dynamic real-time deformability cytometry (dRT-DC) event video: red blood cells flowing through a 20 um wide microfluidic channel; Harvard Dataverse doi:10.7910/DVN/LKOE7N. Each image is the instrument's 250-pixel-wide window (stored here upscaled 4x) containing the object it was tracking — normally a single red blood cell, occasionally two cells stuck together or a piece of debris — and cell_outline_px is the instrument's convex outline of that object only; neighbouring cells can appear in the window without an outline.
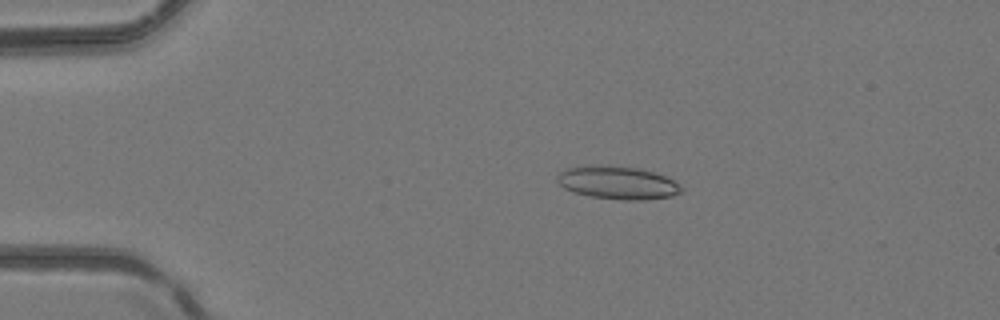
{"species": "common noctule bat (a hibernating species)", "species_latin": "Nyctalus noctula", "temperature_condition": "room temperature", "stored_images_in_passage": 46, "camera_frame_rate_fps": 3000, "um_per_image_px": 0.085, "animal": {"sex": "female", "body_mass_g": 24.6, "forearm_length_mm": 56.2}, "frame": {"image": 1, "passage_image": 9, "time_ms": 2.667, "image_size_px": [1000, 320], "cell_outline_px": [[684, 188], [680, 192], [672, 196], [644, 200], [624, 200], [588, 196], [564, 188], [556, 180], [556, 176], [564, 168], [588, 164], [608, 164], [640, 168], [664, 176], [680, 184]], "centroid_in_image_um": [52.46, 15.5], "position_along_channel_um": 32.5, "area_um2": 24.28}}
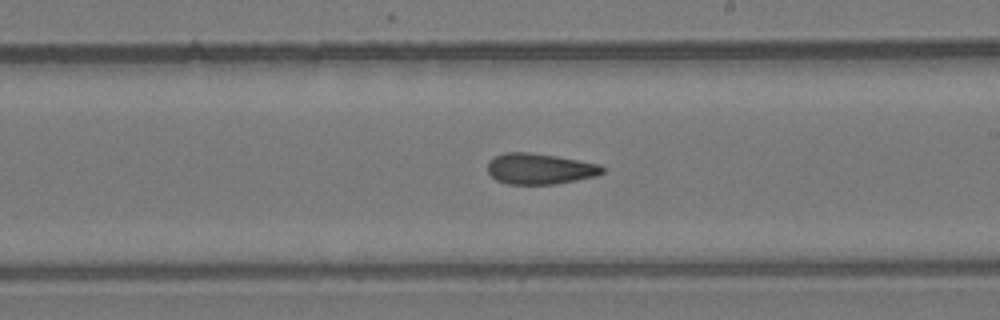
{"frame": {"image": 2, "passage_image": 27, "time_ms": 8.667, "image_size_px": [1000, 320], "cell_outline_px": [[604, 172], [596, 176], [556, 184], [508, 184], [496, 180], [488, 172], [488, 164], [496, 156], [504, 152], [528, 152], [556, 156], [600, 164], [604, 168]], "centroid_in_image_um": [45.9, 14.35], "position_along_channel_um": 243.1, "area_um2": 20.52}}
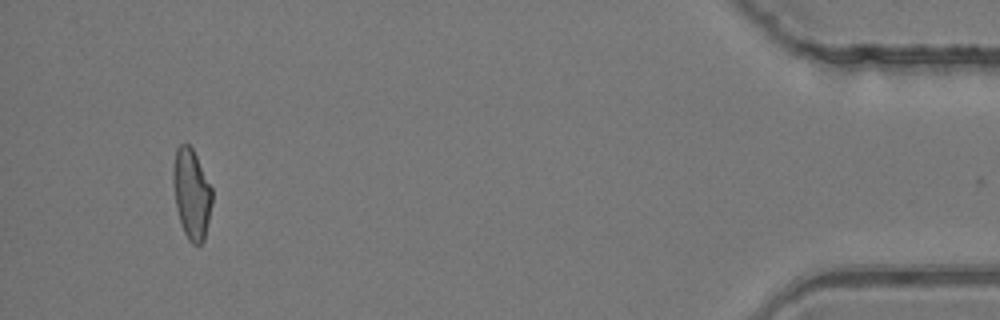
{"frame": {"image": 3, "passage_image": 44, "time_ms": 14.333, "image_size_px": [1000, 320], "cell_outline_px": [[212, 204], [204, 240], [200, 244], [192, 244], [188, 240], [180, 224], [176, 208], [172, 180], [172, 172], [176, 148], [180, 144], [188, 144], [192, 148], [212, 188]], "centroid_in_image_um": [16.27, 16.49], "position_along_channel_um": 418.9, "area_um2": 20.52}}